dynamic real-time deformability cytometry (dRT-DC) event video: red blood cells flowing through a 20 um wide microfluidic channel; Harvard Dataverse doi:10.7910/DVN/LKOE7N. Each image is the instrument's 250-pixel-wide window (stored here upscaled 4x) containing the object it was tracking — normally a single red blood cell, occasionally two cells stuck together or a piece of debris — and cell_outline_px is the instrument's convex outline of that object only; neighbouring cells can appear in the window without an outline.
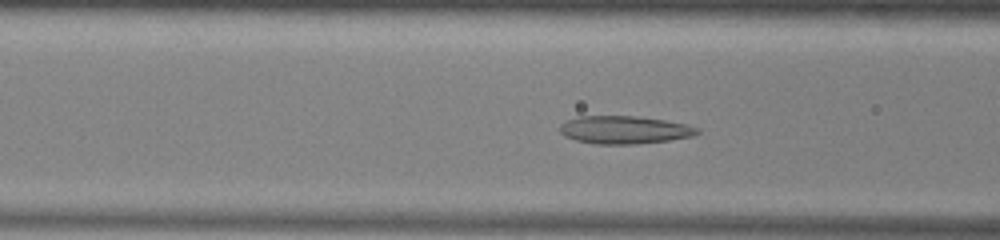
{"species": "common noctule bat (a hibernating species)", "species_latin": "Nyctalus noctula", "temperature_condition": "warm", "stored_images_in_passage": 47, "camera_frame_rate_fps": 3000, "um_per_image_px": 0.085, "animal": {"sex": "male", "body_mass_g": 13.0, "forearm_length_mm": 53.1}, "frame": {"image": 1, "passage_image": 15, "time_ms": 4.667, "image_size_px": [1000, 240], "cell_outline_px": [[700, 132], [692, 136], [668, 140], [636, 144], [596, 144], [576, 140], [564, 136], [560, 132], [560, 124], [568, 120], [580, 116], [632, 116], [664, 120], [688, 124], [700, 128]], "centroid_in_image_um": [53.08, 11.04], "position_along_channel_um": 113.5, "area_um2": 22.25}}
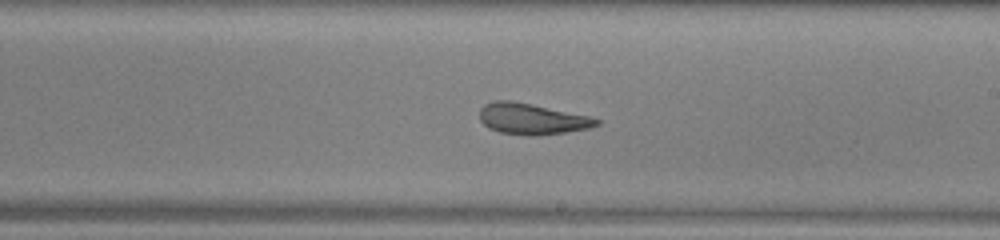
{"frame": {"image": 2, "passage_image": 25, "time_ms": 8.0, "image_size_px": [1000, 240], "cell_outline_px": [[600, 124], [588, 128], [564, 132], [536, 136], [528, 136], [500, 132], [488, 128], [480, 120], [480, 108], [484, 104], [492, 100], [512, 100], [532, 104], [588, 116], [600, 120]], "centroid_in_image_um": [45.16, 10.1], "position_along_channel_um": 243.8, "area_um2": 21.1}}
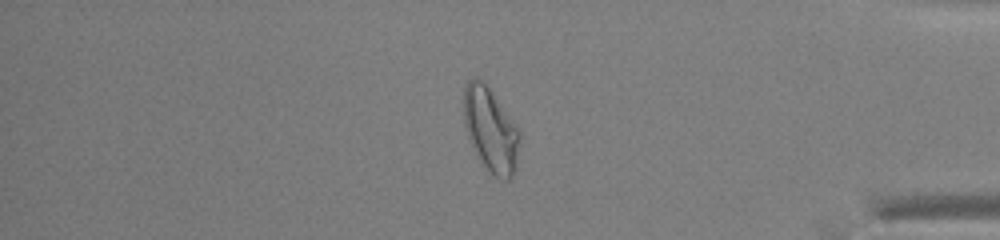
{"frame": {"image": 3, "passage_image": 39, "time_ms": 12.667, "image_size_px": [1000, 240], "cell_outline_px": [[520, 140], [516, 168], [512, 176], [508, 180], [500, 180], [488, 172], [476, 156], [464, 128], [464, 88], [468, 80], [472, 76], [476, 76], [484, 80], [512, 120], [520, 132]], "centroid_in_image_um": [41.68, 11.04], "position_along_channel_um": 393.5, "area_um2": 27.86}, "authors_computed_cell_mechanics": {"area_um2": 24.565, "velocity_mm_per_s": 3.9167, "shape_relaxation_time_tau1_ms": 11.0258, "shape_relaxation_time_tau2_ms": 2.3246, "deformation_change_tau1": 0.2484, "deformation_change_tau2": 0.0986}}